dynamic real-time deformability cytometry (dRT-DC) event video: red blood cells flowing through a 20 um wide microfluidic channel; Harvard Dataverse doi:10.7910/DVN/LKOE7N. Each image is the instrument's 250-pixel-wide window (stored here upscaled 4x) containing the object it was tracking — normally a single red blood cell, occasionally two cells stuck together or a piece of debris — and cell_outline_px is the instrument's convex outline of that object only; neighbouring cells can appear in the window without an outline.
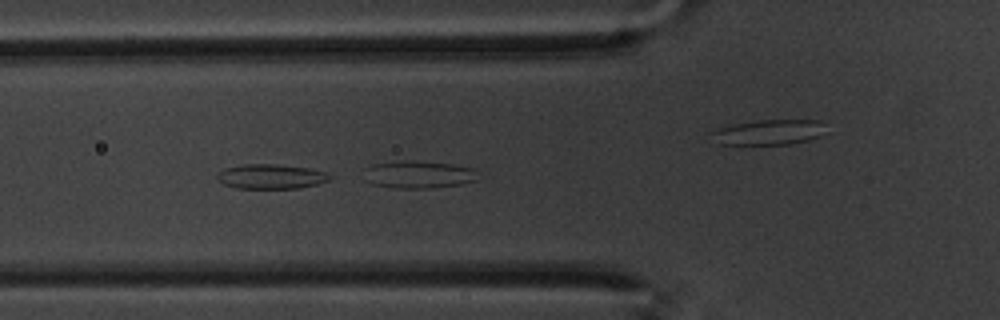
{"species": "common noctule bat (a hibernating species)", "species_latin": "Nyctalus noctula", "temperature_condition": "warm", "stored_images_in_passage": 10, "camera_frame_rate_fps": 3000, "um_per_image_px": 0.085, "animal": {"sex": "male", "body_mass_g": 20.1, "forearm_length_mm": 53.5}, "frame": {"image": 1, "passage_image": 9, "time_ms": 2.667, "image_size_px": [1000, 320], "cell_outline_px": [[332, 180], [300, 188], [236, 188], [224, 184], [216, 176], [224, 168], [244, 164], [276, 164], [308, 168], [328, 172], [332, 176]], "centroid_in_image_um": [23.09, 15.0], "position_along_channel_um": 102.7, "area_um2": 16.18}}